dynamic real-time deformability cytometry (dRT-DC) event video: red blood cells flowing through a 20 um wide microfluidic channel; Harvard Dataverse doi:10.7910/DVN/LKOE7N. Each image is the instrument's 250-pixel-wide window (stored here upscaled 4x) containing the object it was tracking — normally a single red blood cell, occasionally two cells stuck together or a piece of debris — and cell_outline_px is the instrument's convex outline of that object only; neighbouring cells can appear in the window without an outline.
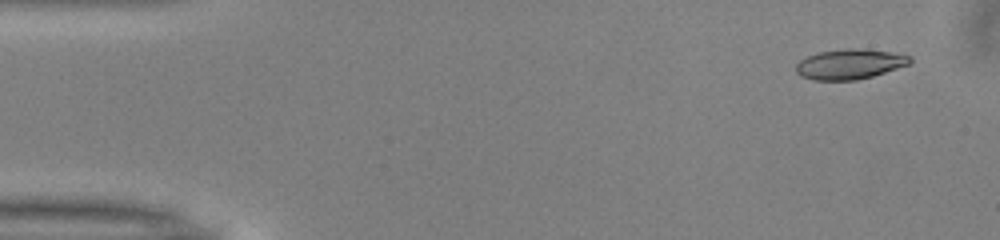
{"species": "common noctule bat (a hibernating species)", "species_latin": "Nyctalus noctula", "temperature_condition": "warm", "stored_images_in_passage": 40, "camera_frame_rate_fps": 3000, "um_per_image_px": 0.085, "animal": {"sex": "male", "body_mass_g": 13.0, "forearm_length_mm": 53.1}, "frame": {"image": 1, "passage_image": 1, "time_ms": 0.0, "image_size_px": [1000, 240], "cell_outline_px": [[912, 60], [908, 64], [872, 76], [856, 80], [812, 80], [800, 76], [796, 72], [796, 64], [800, 60], [816, 52], [848, 48], [864, 48], [912, 56]], "centroid_in_image_um": [72.18, 5.44], "position_along_channel_um": 12.8, "area_um2": 19.94}}
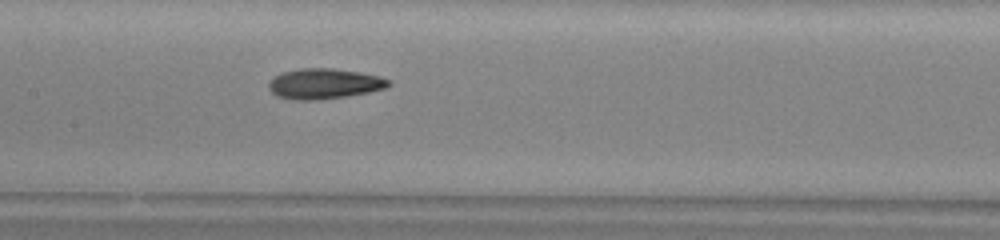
{"frame": {"image": 2, "passage_image": 22, "time_ms": 7.0, "image_size_px": [1000, 240], "cell_outline_px": [[392, 84], [384, 88], [368, 92], [348, 96], [316, 100], [292, 100], [276, 96], [268, 88], [268, 84], [280, 72], [300, 68], [332, 68], [360, 72], [380, 76], [392, 80]], "centroid_in_image_um": [27.57, 7.11], "position_along_channel_um": 179.8, "area_um2": 21.39}}
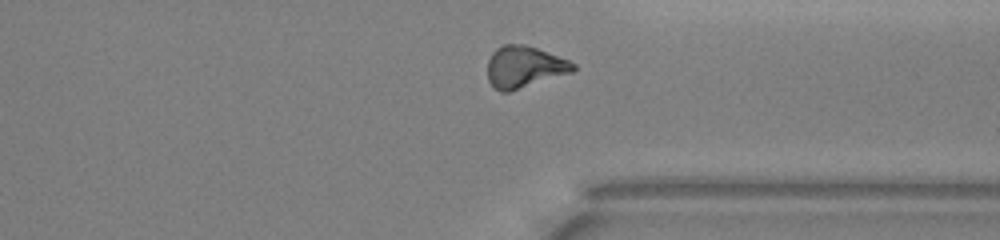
{"frame": {"image": 3, "passage_image": 36, "time_ms": 11.667, "image_size_px": [1000, 240], "cell_outline_px": [[576, 68], [572, 72], [508, 92], [500, 92], [492, 88], [488, 80], [488, 60], [492, 52], [496, 48], [504, 44], [524, 44], [536, 48], [568, 60], [576, 64]], "centroid_in_image_um": [44.53, 5.69], "position_along_channel_um": 366.9, "area_um2": 20.75}, "authors_computed_cell_mechanics": {"area_um2": 20.4323, "velocity_mm_per_s": 4.0402, "shape_relaxation_time_tau1_ms": 6.0769, "shape_relaxation_time_tau2_ms": 3.4967, "deformation_change_tau1": 0.19, "deformation_change_tau2": 0.1222}}